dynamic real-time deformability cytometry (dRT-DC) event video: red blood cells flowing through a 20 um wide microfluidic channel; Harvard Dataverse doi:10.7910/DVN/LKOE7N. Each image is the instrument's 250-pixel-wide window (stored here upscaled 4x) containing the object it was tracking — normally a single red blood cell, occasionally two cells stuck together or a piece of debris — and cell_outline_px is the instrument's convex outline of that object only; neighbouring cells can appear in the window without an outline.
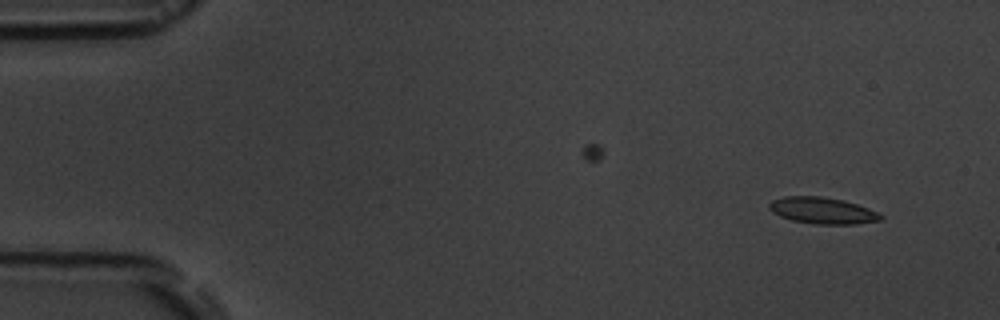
{"species": "common noctule bat (a hibernating species)", "species_latin": "Nyctalus noctula", "temperature_condition": "room temperature", "stored_images_in_passage": 2, "camera_frame_rate_fps": 3000, "um_per_image_px": 0.085, "animal": {"sex": "male", "body_mass_g": 19.5, "forearm_length_mm": 54.6}, "frame": {"image": 1, "passage_image": 2, "time_ms": 2.0, "image_size_px": [1000, 320], "cell_outline_px": [[884, 216], [880, 220], [856, 224], [816, 224], [792, 220], [780, 216], [772, 212], [768, 208], [768, 204], [772, 200], [784, 196], [820, 196], [844, 200], [868, 208]], "centroid_in_image_um": [69.88, 17.89], "position_along_channel_um": 15.1, "area_um2": 17.17}}